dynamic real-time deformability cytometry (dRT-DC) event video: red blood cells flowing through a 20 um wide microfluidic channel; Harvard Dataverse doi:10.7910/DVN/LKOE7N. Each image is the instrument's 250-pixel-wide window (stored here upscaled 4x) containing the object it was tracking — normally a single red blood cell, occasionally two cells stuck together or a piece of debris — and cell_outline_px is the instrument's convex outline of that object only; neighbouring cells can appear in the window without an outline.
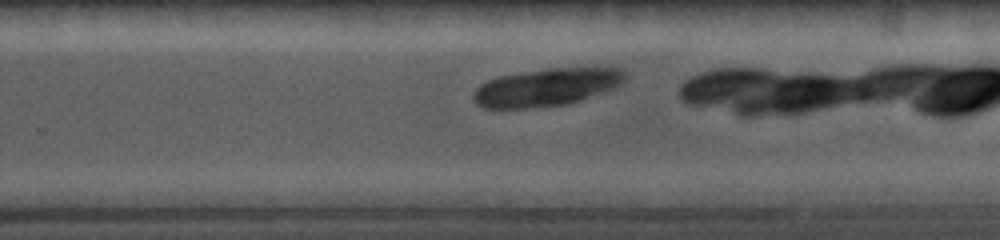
{"species": "common noctule bat (a hibernating species)", "species_latin": "Nyctalus noctula", "temperature_condition": "cold", "stored_images_in_passage": 19, "camera_frame_rate_fps": 5000, "um_per_image_px": 0.085, "animal": {"sex": "female", "body_mass_g": 19.0, "forearm_length_mm": 56.7}, "frame": {"image": 1, "passage_image": 11, "time_ms": 5.4, "image_size_px": [1000, 240], "cell_outline_px": [[628, 76], [616, 88], [568, 104], [524, 108], [484, 108], [476, 104], [472, 96], [476, 88], [480, 84], [488, 80], [500, 76], [548, 68], [620, 68]], "centroid_in_image_um": [46.46, 7.42], "position_along_channel_um": 283.3, "area_um2": 33.18}}